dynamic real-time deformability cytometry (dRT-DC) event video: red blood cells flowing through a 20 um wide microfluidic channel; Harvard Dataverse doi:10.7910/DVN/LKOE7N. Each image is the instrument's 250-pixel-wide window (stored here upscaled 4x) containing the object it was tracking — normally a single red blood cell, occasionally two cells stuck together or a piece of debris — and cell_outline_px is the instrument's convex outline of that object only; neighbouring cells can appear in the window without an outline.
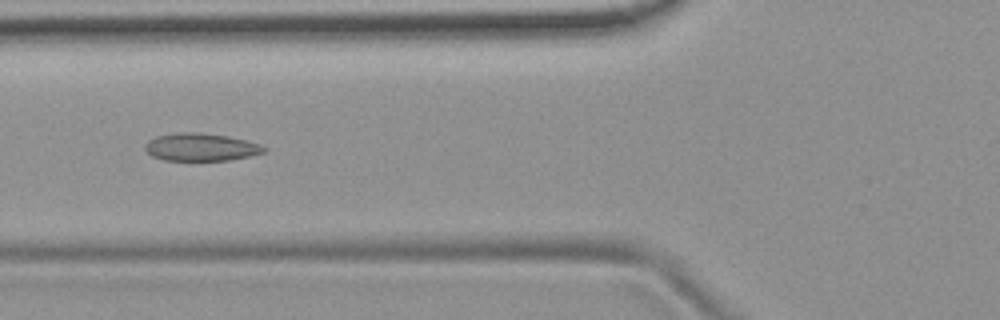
{"species": "common noctule bat (a hibernating species)", "species_latin": "Nyctalus noctula", "temperature_condition": "room temperature", "stored_images_in_passage": 6, "camera_frame_rate_fps": 3000, "um_per_image_px": 0.085, "animal": {"sex": "female", "body_mass_g": 19.9}, "frame": {"image": 1, "passage_image": 4, "time_ms": 3.667, "image_size_px": [1000, 320], "cell_outline_px": [[268, 148], [264, 152], [248, 156], [228, 160], [164, 160], [152, 156], [144, 148], [144, 144], [148, 140], [156, 136], [176, 132], [200, 132], [228, 136], [248, 140], [260, 144]], "centroid_in_image_um": [17.06, 12.49], "position_along_channel_um": 108.7, "area_um2": 19.31}}
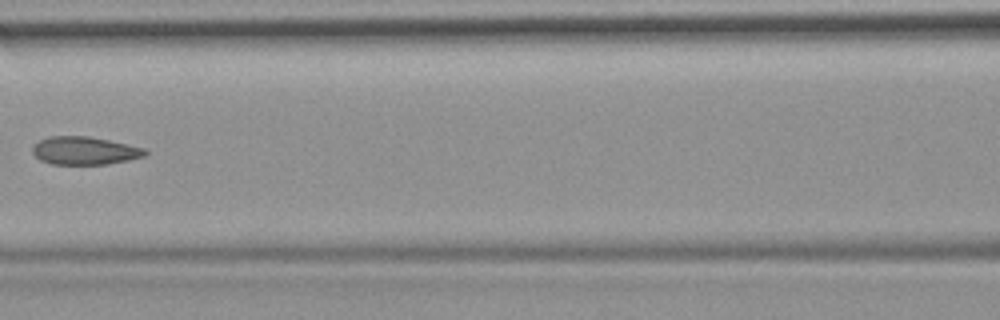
{"frame": {"image": 2, "passage_image": 5, "time_ms": 5.0, "image_size_px": [1000, 320], "cell_outline_px": [[148, 152], [144, 156], [128, 160], [104, 164], [52, 164], [40, 160], [32, 152], [32, 148], [40, 140], [48, 136], [88, 136], [108, 140], [144, 148]], "centroid_in_image_um": [7.17, 12.8], "position_along_channel_um": 159.4, "area_um2": 18.15}}
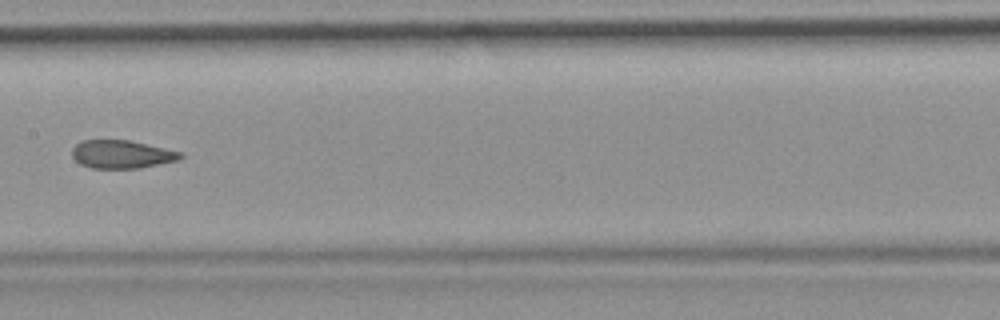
{"frame": {"image": 3, "passage_image": 6, "time_ms": 6.0, "image_size_px": [1000, 320], "cell_outline_px": [[184, 156], [176, 160], [140, 168], [92, 168], [80, 164], [72, 156], [72, 148], [80, 140], [128, 140], [184, 152]], "centroid_in_image_um": [10.33, 13.11], "position_along_channel_um": 197.1, "area_um2": 17.74}}